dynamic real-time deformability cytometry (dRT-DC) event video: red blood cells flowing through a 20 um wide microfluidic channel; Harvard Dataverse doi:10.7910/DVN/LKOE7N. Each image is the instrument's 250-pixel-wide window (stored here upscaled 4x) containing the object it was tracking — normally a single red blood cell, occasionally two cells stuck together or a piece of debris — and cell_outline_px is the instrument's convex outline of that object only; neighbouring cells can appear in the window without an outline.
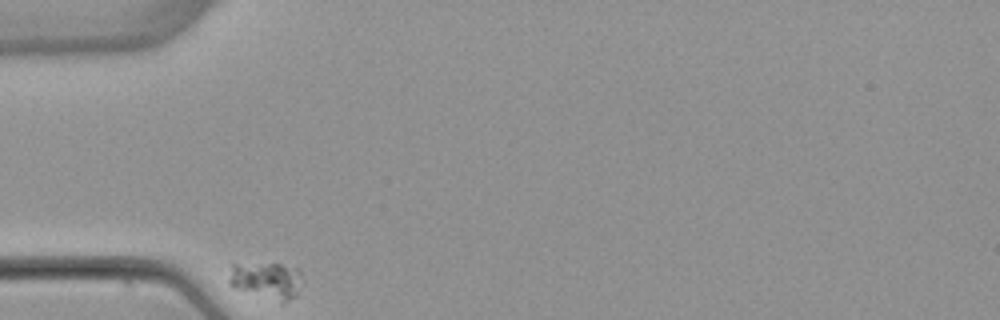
{"species": "common noctule bat (a hibernating species)", "species_latin": "Nyctalus noctula", "temperature_condition": "warm", "stored_images_in_passage": 34, "camera_frame_rate_fps": 3000, "um_per_image_px": 0.085, "animal": {"sex": "female", "body_mass_g": 22.7, "forearm_length_mm": 54.2}, "frame": {"image": 1, "passage_image": 1, "time_ms": 0.0, "image_size_px": [1000, 320], "cell_outline_px": [[300, 272], [296, 296], [284, 304], [280, 304], [232, 288], [228, 284], [228, 280], [232, 264], [280, 264], [300, 268]], "centroid_in_image_um": [22.61, 23.88], "position_along_channel_um": 62.4, "area_um2": 16.07}}
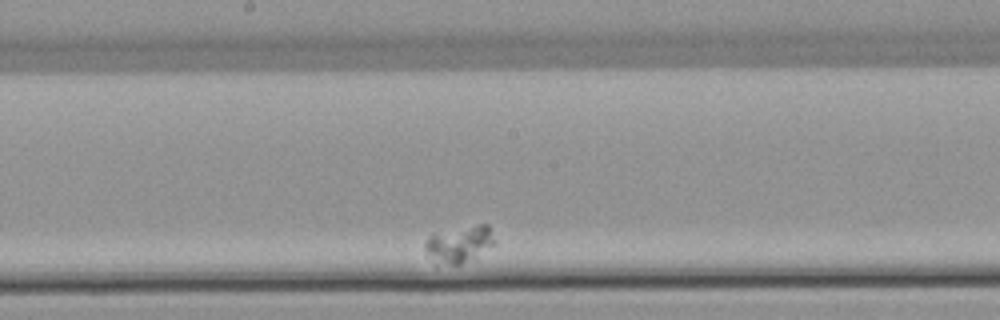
{"frame": {"image": 2, "passage_image": 18, "time_ms": 5.667, "image_size_px": [1000, 320], "cell_outline_px": [[496, 244], [460, 264], [432, 264], [424, 248], [424, 240], [432, 232], [480, 224], [488, 224]], "centroid_in_image_um": [38.95, 20.74], "position_along_channel_um": 209.3, "area_um2": 15.09}}
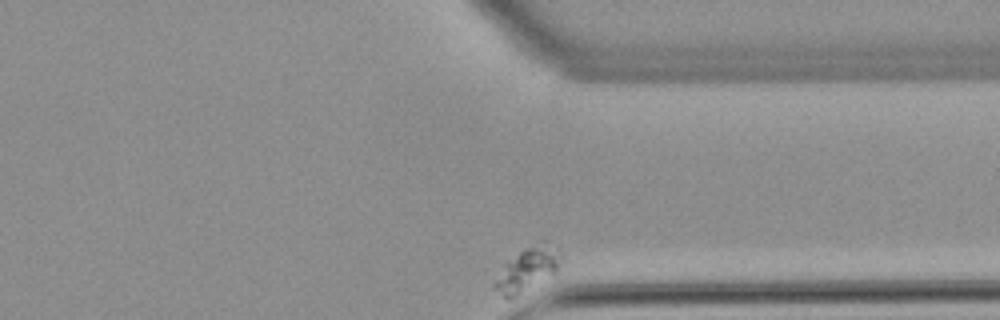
{"frame": {"image": 3, "passage_image": 34, "time_ms": 11.0, "image_size_px": [1000, 320], "cell_outline_px": [[556, 272], [508, 300], [492, 284], [508, 264], [520, 252], [544, 240], [556, 264]], "centroid_in_image_um": [44.7, 23.0], "position_along_channel_um": 366.7, "area_um2": 14.39}}